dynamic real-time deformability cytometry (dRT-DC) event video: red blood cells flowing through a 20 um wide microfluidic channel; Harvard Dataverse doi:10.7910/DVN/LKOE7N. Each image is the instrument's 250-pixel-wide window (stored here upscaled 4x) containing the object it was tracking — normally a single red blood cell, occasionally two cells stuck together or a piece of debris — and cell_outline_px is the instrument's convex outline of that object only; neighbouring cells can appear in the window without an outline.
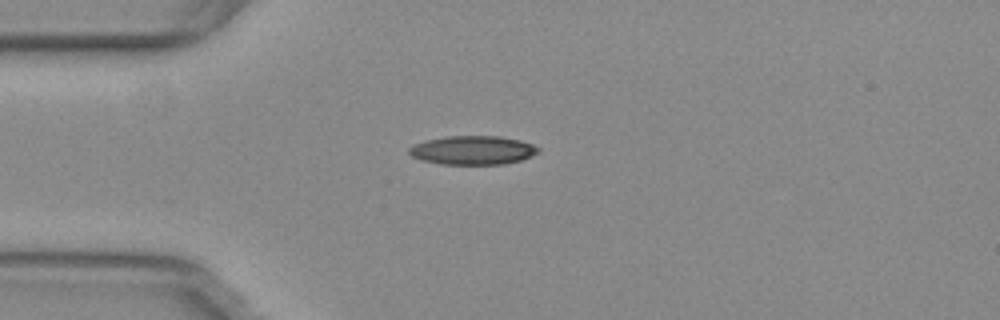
{"species": "common noctule bat (a hibernating species)", "species_latin": "Nyctalus noctula", "temperature_condition": "warm", "stored_images_in_passage": 41, "camera_frame_rate_fps": 3000, "um_per_image_px": 0.085, "animal": {"sex": "female", "body_mass_g": 29.2, "forearm_length_mm": 56.3}, "frame": {"image": 1, "passage_image": 1, "time_ms": 0.0, "image_size_px": [1000, 320], "cell_outline_px": [[540, 152], [532, 156], [520, 160], [504, 164], [440, 164], [424, 160], [412, 156], [408, 152], [408, 148], [424, 140], [448, 136], [500, 136], [520, 140], [532, 144], [540, 148]], "centroid_in_image_um": [40.21, 12.76], "position_along_channel_um": 44.8, "area_um2": 21.68}}
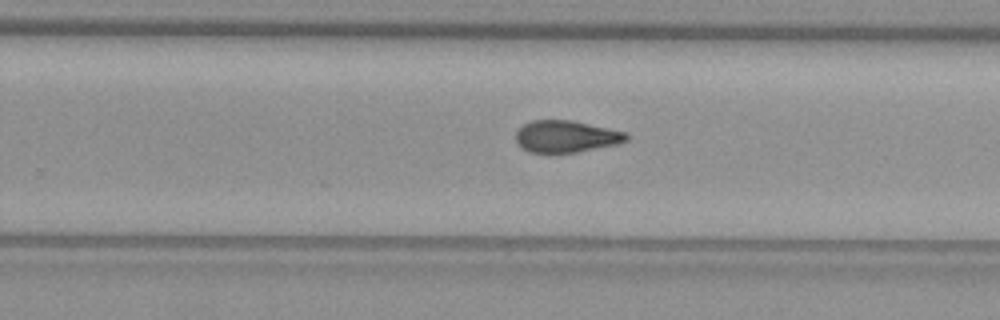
{"frame": {"image": 2, "passage_image": 21, "time_ms": 6.667, "image_size_px": [1000, 320], "cell_outline_px": [[628, 140], [620, 144], [576, 152], [548, 156], [528, 152], [516, 140], [516, 132], [524, 124], [532, 120], [572, 120], [608, 128], [624, 132], [628, 136]], "centroid_in_image_um": [48.1, 11.64], "position_along_channel_um": 281.7, "area_um2": 21.04}}
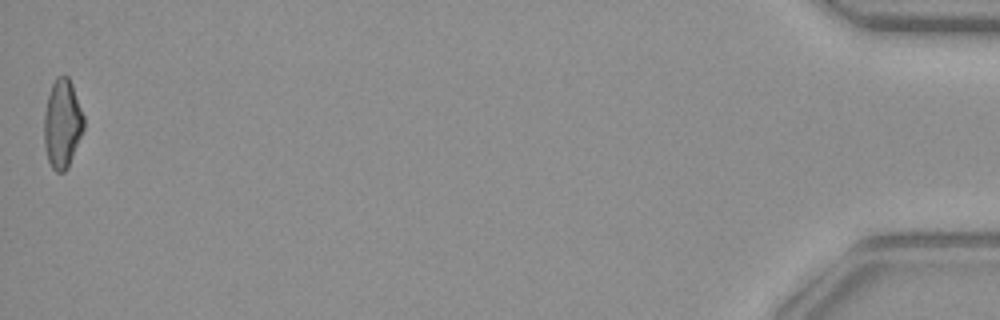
{"frame": {"image": 3, "passage_image": 41, "time_ms": 13.333, "image_size_px": [1000, 320], "cell_outline_px": [[84, 128], [68, 168], [64, 172], [56, 172], [52, 168], [48, 160], [44, 144], [44, 112], [48, 96], [52, 84], [56, 76], [68, 76], [72, 84], [84, 116]], "centroid_in_image_um": [5.29, 10.52], "position_along_channel_um": 429.9, "area_um2": 20.52}, "authors_computed_cell_mechanics": {"area_um2": 21.097, "velocity_mm_per_s": 3.809, "shape_relaxation_time_tau1_ms": null, "shape_relaxation_time_tau2_ms": 3.165, "deformation_change_tau1": null, "deformation_change_tau2": 0.1147}}